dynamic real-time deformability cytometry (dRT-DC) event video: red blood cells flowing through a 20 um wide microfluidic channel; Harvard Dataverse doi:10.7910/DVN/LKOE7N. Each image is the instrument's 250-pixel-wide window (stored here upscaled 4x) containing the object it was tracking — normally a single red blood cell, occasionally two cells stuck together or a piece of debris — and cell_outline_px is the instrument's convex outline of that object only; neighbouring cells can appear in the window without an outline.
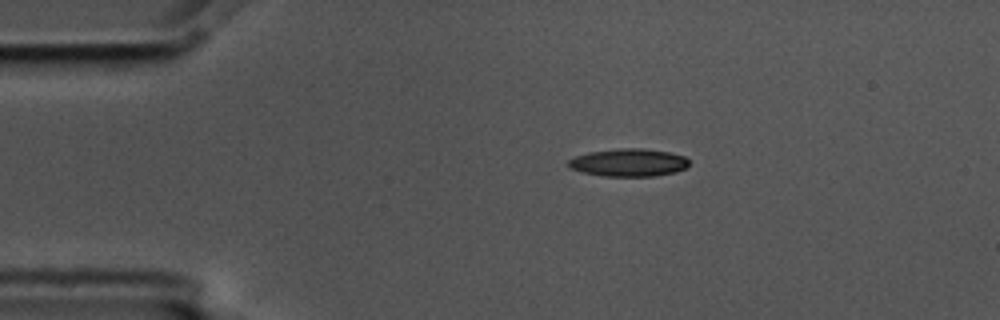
{"species": "common noctule bat (a hibernating species)", "species_latin": "Nyctalus noctula", "temperature_condition": "cold", "stored_images_in_passage": 3, "camera_frame_rate_fps": 3000, "um_per_image_px": 0.085, "animal": {"sex": "male", "body_mass_g": 17.5, "forearm_length_mm": 52.3}, "frame": {"image": 1, "passage_image": 1, "time_ms": 0.0, "image_size_px": [1000, 320], "cell_outline_px": [[688, 164], [684, 168], [676, 172], [656, 176], [604, 176], [580, 172], [568, 168], [568, 160], [576, 156], [588, 152], [620, 148], [644, 148], [668, 152], [684, 156], [688, 160]], "centroid_in_image_um": [53.4, 13.82], "position_along_channel_um": 31.6, "area_um2": 19.59}}
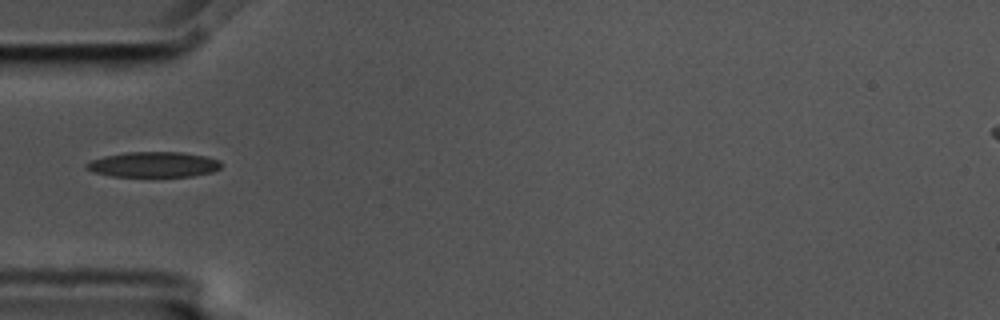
{"frame": {"image": 2, "passage_image": 3, "time_ms": 0.667, "image_size_px": [1000, 320], "cell_outline_px": [[224, 164], [220, 168], [212, 172], [192, 176], [112, 176], [92, 172], [84, 168], [84, 164], [92, 160], [104, 156], [128, 152], [184, 152], [208, 156], [220, 160]], "centroid_in_image_um": [13.08, 13.98], "position_along_channel_um": 71.9, "area_um2": 20.11}}